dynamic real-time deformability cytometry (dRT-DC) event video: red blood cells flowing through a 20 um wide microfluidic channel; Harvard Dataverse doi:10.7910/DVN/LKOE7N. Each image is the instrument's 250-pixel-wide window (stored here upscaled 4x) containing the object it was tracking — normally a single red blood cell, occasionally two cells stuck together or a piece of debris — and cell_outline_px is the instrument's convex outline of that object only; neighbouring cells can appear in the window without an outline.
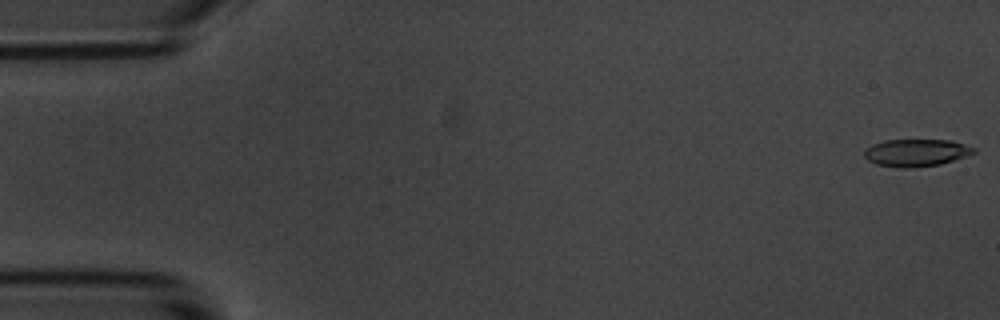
{"species": "common noctule bat (a hibernating species)", "species_latin": "Nyctalus noctula", "temperature_condition": "room temperature", "stored_images_in_passage": 56, "camera_frame_rate_fps": 3000, "um_per_image_px": 0.085, "animal": {"sex": "male", "body_mass_g": 20.1, "forearm_length_mm": 53.5}, "frame": {"image": 1, "passage_image": 1, "time_ms": 0.0, "image_size_px": [1000, 320], "cell_outline_px": [[976, 152], [968, 156], [940, 164], [908, 168], [900, 168], [876, 164], [868, 160], [864, 156], [864, 148], [872, 144], [884, 140], [952, 140], [976, 148]], "centroid_in_image_um": [77.87, 12.97], "position_along_channel_um": 7.1, "area_um2": 17.57}}
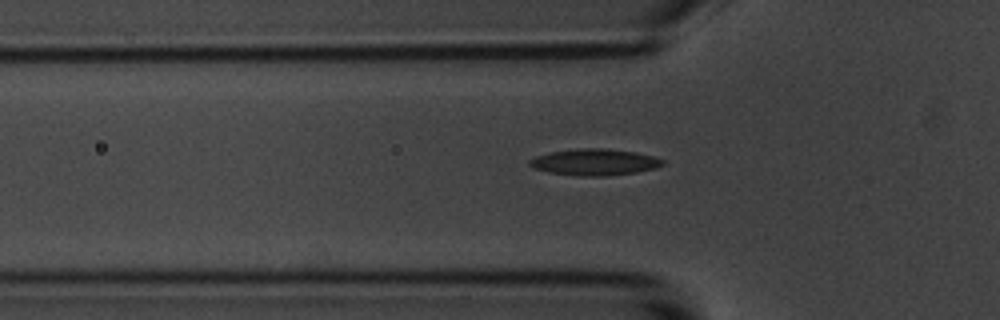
{"frame": {"image": 2, "passage_image": 18, "time_ms": 5.667, "image_size_px": [1000, 320], "cell_outline_px": [[664, 164], [656, 168], [636, 172], [604, 176], [580, 176], [548, 172], [536, 168], [528, 164], [528, 160], [536, 156], [548, 152], [576, 148], [604, 148], [636, 152], [652, 156], [664, 160]], "centroid_in_image_um": [50.53, 13.77], "position_along_channel_um": 75.3, "area_um2": 20.52}}
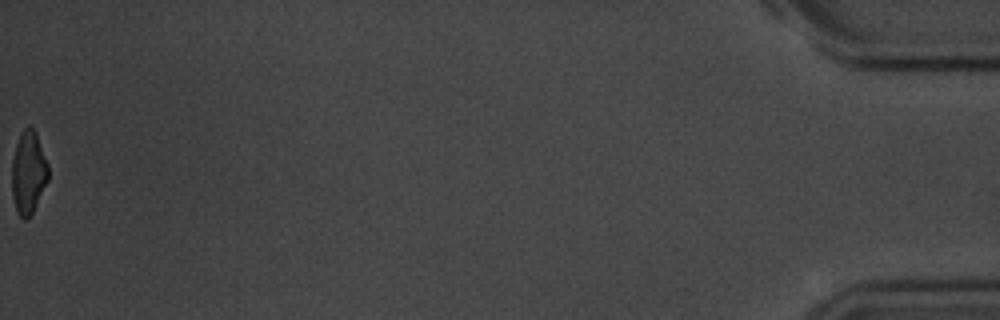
{"frame": {"image": 3, "passage_image": 56, "time_ms": 18.333, "image_size_px": [1000, 320], "cell_outline_px": [[48, 180], [32, 212], [24, 220], [16, 212], [12, 196], [12, 160], [16, 144], [20, 132], [28, 124], [36, 132], [48, 164]], "centroid_in_image_um": [2.4, 14.63], "position_along_channel_um": 432.8, "area_um2": 17.51}, "authors_computed_cell_mechanics": {"area_um2": 18.6983, "velocity_mm_per_s": 3.6177, "shape_relaxation_time_tau1_ms": 3.2019, "shape_relaxation_time_tau2_ms": 3.2532, "deformation_change_tau1": 0.1452, "deformation_change_tau2": 0.1186}}